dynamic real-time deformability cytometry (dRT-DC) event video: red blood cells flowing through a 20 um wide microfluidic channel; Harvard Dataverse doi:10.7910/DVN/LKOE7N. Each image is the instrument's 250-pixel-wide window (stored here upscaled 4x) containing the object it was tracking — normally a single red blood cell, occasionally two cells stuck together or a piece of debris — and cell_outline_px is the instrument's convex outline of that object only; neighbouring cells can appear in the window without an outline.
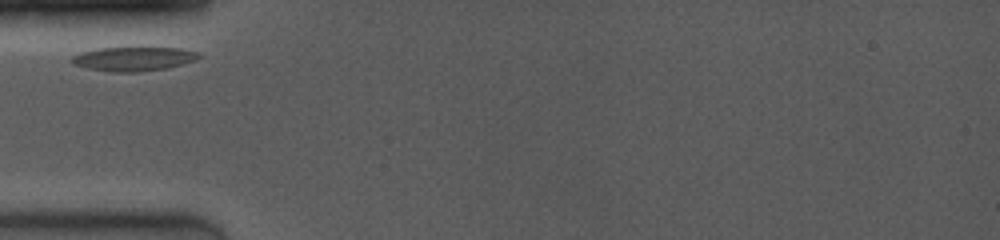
{"species": "common noctule bat (a hibernating species)", "species_latin": "Nyctalus noctula", "temperature_condition": "room temperature", "stored_images_in_passage": 8, "camera_frame_rate_fps": 4000, "um_per_image_px": 0.085, "animal": {"sex": "female", "body_mass_g": 19.0, "forearm_length_mm": 53.3}, "frame": {"image": 1, "passage_image": 1, "time_ms": 0.0, "image_size_px": [1000, 240], "cell_outline_px": [[200, 56], [196, 60], [168, 68], [136, 72], [116, 72], [88, 68], [76, 64], [72, 60], [72, 56], [84, 52], [100, 48], [136, 44], [140, 44], [180, 48], [196, 52]], "centroid_in_image_um": [11.43, 4.94], "position_along_channel_um": 73.6, "area_um2": 18.55}}
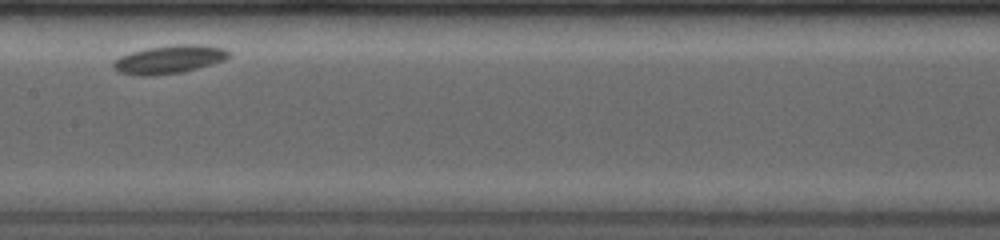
{"frame": {"image": 2, "passage_image": 4, "time_ms": 3.5, "image_size_px": [1000, 240], "cell_outline_px": [[232, 56], [224, 60], [212, 64], [180, 72], [144, 76], [120, 72], [112, 64], [120, 56], [132, 52], [148, 48], [176, 44], [200, 44], [224, 48]], "centroid_in_image_um": [14.43, 5.03], "position_along_channel_um": 193.0, "area_um2": 18.61}}
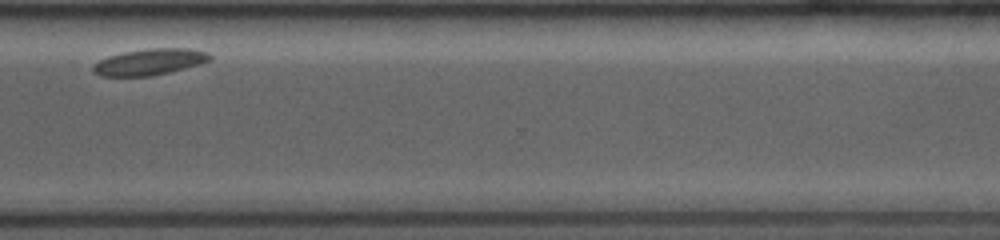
{"frame": {"image": 3, "passage_image": 8, "time_ms": 8.25, "image_size_px": [1000, 240], "cell_outline_px": [[212, 56], [208, 60], [184, 68], [168, 72], [148, 76], [100, 76], [92, 68], [100, 60], [108, 56], [124, 52], [148, 48], [188, 48], [208, 52]], "centroid_in_image_um": [12.71, 5.25], "position_along_channel_um": 357.9, "area_um2": 17.46}}